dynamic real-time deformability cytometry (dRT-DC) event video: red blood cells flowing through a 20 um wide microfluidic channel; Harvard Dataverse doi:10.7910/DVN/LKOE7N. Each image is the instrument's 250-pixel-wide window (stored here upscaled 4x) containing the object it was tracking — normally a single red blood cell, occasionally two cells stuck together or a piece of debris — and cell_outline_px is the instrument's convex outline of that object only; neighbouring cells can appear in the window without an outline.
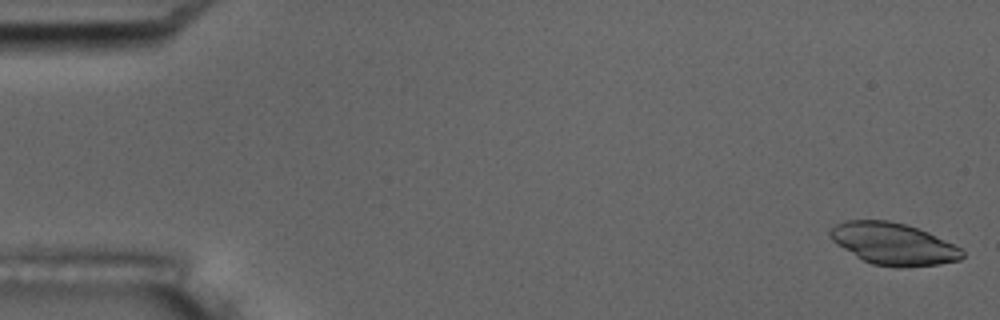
{"species": "common noctule bat (a hibernating species)", "species_latin": "Nyctalus noctula", "temperature_condition": "room temperature", "stored_images_in_passage": 6, "camera_frame_rate_fps": 3000, "um_per_image_px": 0.085, "animal": {"sex": "male", "body_mass_g": 17.5, "forearm_length_mm": 52.3}, "frame": {"image": 1, "passage_image": 1, "time_ms": 0.0, "image_size_px": [1000, 320], "cell_outline_px": [[964, 256], [960, 260], [940, 264], [896, 268], [872, 264], [856, 256], [836, 244], [828, 236], [828, 232], [836, 224], [844, 220], [888, 220], [904, 224], [928, 232], [960, 248], [964, 252]], "centroid_in_image_um": [75.91, 20.73], "position_along_channel_um": 9.1, "area_um2": 32.19}}